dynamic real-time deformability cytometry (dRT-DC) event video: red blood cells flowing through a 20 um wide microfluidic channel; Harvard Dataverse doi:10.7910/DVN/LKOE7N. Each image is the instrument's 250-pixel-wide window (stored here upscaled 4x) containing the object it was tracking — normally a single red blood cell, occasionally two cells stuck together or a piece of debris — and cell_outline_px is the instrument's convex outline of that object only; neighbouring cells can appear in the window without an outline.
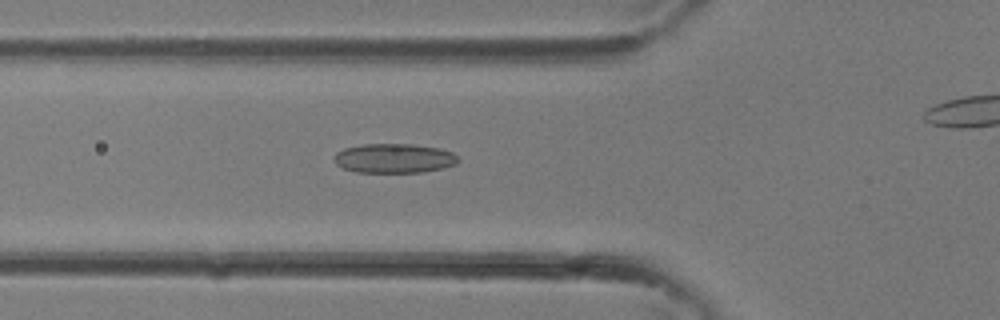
{"species": "common noctule bat (a hibernating species)", "species_latin": "Nyctalus noctula", "temperature_condition": "room temperature", "stored_images_in_passage": 28, "camera_frame_rate_fps": 3000, "um_per_image_px": 0.085, "animal": {"sex": "female"}, "frame": {"image": 1, "passage_image": 12, "time_ms": 3.667, "image_size_px": [1000, 320], "cell_outline_px": [[460, 160], [456, 164], [444, 168], [424, 172], [356, 172], [344, 168], [336, 164], [332, 160], [332, 156], [336, 152], [344, 148], [364, 144], [412, 144], [440, 148], [452, 152]], "centroid_in_image_um": [33.48, 13.45], "position_along_channel_um": 92.3, "area_um2": 21.44}}
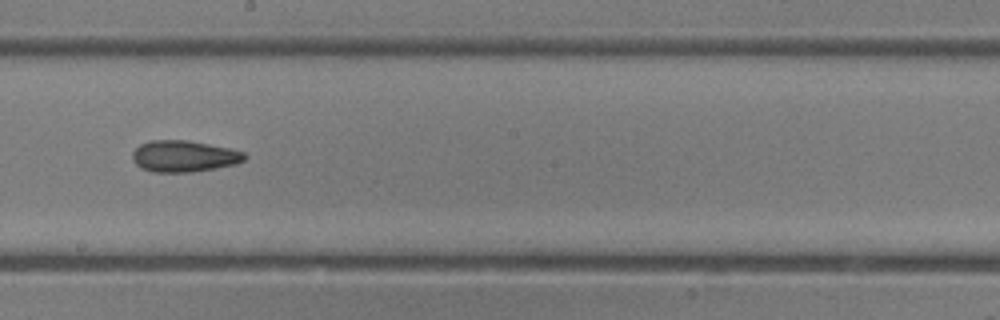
{"frame": {"image": 2, "passage_image": 19, "time_ms": 6.0, "image_size_px": [1000, 320], "cell_outline_px": [[248, 156], [244, 160], [236, 164], [216, 168], [192, 172], [152, 172], [140, 168], [132, 160], [132, 152], [140, 144], [152, 140], [188, 140], [232, 148], [244, 152]], "centroid_in_image_um": [15.65, 13.28], "position_along_channel_um": 232.6, "area_um2": 20.81}}
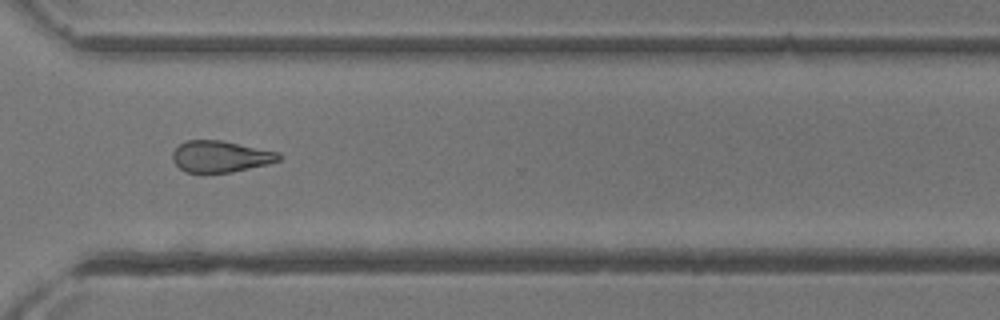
{"frame": {"image": 3, "passage_image": 25, "time_ms": 8.0, "image_size_px": [1000, 320], "cell_outline_px": [[280, 160], [268, 164], [232, 172], [204, 176], [184, 172], [172, 160], [172, 152], [180, 144], [188, 140], [220, 140], [280, 152]], "centroid_in_image_um": [18.7, 13.35], "position_along_channel_um": 351.9, "area_um2": 20.06}}